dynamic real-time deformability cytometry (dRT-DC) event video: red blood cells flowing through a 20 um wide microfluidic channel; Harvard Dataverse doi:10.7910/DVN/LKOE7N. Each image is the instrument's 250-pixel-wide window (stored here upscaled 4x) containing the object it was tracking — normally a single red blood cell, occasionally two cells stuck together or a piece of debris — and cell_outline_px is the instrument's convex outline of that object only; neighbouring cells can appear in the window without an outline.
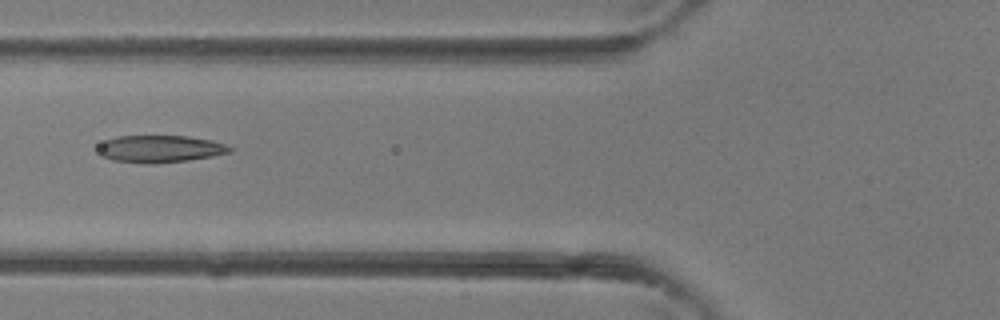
{"species": "common noctule bat (a hibernating species)", "species_latin": "Nyctalus noctula", "temperature_condition": "room temperature", "stored_images_in_passage": 4, "camera_frame_rate_fps": 3000, "um_per_image_px": 0.085, "animal": {"sex": "female"}, "frame": {"image": 1, "passage_image": 4, "time_ms": 1.0, "image_size_px": [1000, 320], "cell_outline_px": [[232, 152], [212, 156], [188, 160], [156, 164], [144, 164], [112, 160], [100, 156], [96, 148], [104, 140], [116, 136], [184, 136], [212, 140], [224, 144], [232, 148]], "centroid_in_image_um": [13.54, 12.66], "position_along_channel_um": 112.3, "area_um2": 21.1}}